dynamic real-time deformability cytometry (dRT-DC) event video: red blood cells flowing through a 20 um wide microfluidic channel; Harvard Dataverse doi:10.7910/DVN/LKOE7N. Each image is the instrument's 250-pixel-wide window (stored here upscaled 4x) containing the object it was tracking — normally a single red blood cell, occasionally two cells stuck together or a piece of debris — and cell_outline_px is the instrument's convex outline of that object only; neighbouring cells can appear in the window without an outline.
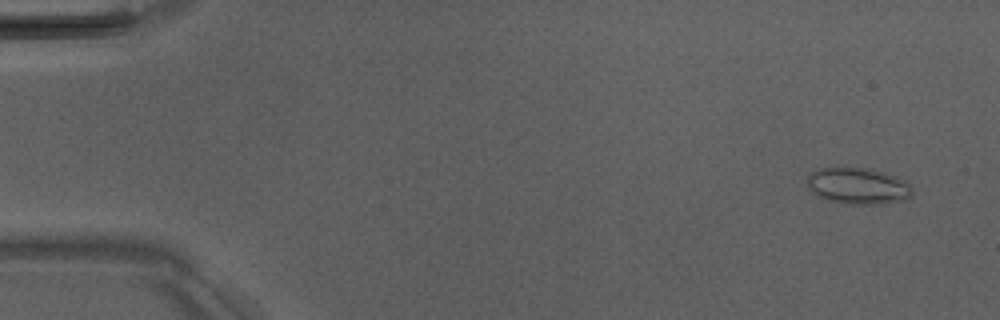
{"species": "Egyptian fruit bat (a non-hibernating species)", "species_latin": "Rousettus aegyptiacus", "temperature_condition": "room temperature", "stored_images_in_passage": 5, "camera_frame_rate_fps": 3000, "um_per_image_px": 0.085, "animal": {"sex": "male"}, "frame": {"image": 1, "passage_image": 2, "time_ms": 1.0, "image_size_px": [1000, 320], "cell_outline_px": [[912, 196], [904, 200], [880, 204], [848, 204], [828, 200], [816, 196], [808, 188], [808, 176], [812, 172], [820, 168], [836, 164], [868, 168], [884, 172], [896, 176], [904, 180], [912, 188]], "centroid_in_image_um": [72.89, 15.76], "position_along_channel_um": 12.1, "area_um2": 23.0}}